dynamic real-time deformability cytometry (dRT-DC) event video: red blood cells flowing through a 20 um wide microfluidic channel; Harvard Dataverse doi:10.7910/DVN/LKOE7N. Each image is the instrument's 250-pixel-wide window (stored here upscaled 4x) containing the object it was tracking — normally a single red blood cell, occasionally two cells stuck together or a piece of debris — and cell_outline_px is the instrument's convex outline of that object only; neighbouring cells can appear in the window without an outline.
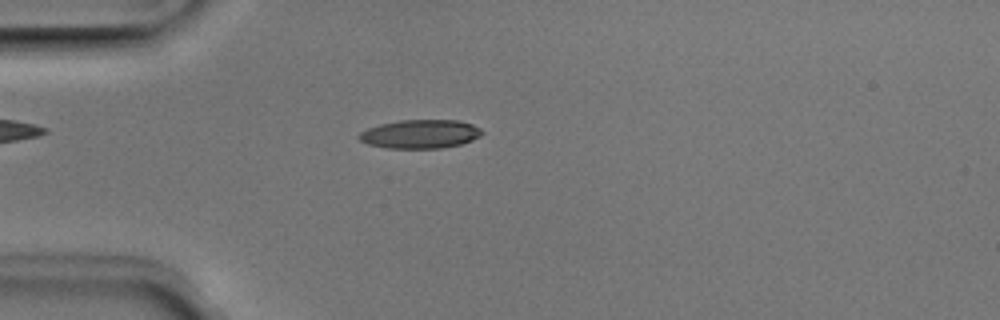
{"species": "Egyptian fruit bat (a non-hibernating species)", "species_latin": "Rousettus aegyptiacus", "temperature_condition": "room temperature", "stored_images_in_passage": 39, "camera_frame_rate_fps": 3000, "um_per_image_px": 0.085, "animal": {"sex": "male"}, "frame": {"image": 1, "passage_image": 2, "time_ms": 0.333, "image_size_px": [1000, 320], "cell_outline_px": [[484, 132], [480, 136], [472, 140], [460, 144], [440, 148], [388, 148], [368, 144], [360, 140], [356, 136], [360, 132], [368, 128], [380, 124], [400, 120], [460, 120], [472, 124], [480, 128]], "centroid_in_image_um": [35.72, 11.38], "position_along_channel_um": 49.3, "area_um2": 20.58}}
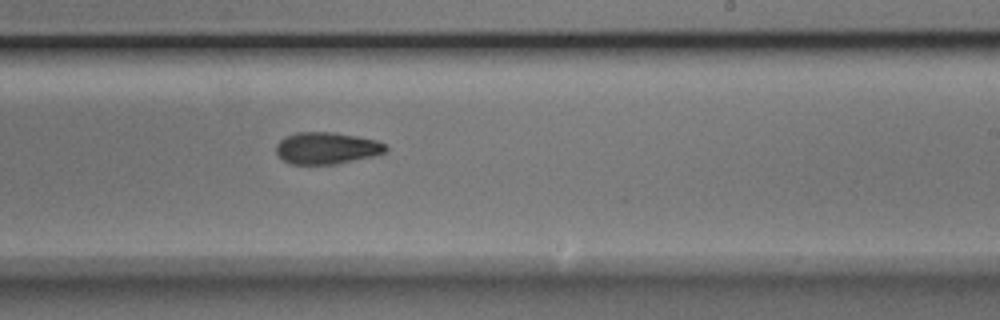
{"frame": {"image": 2, "passage_image": 19, "time_ms": 6.0, "image_size_px": [1000, 320], "cell_outline_px": [[388, 152], [376, 156], [336, 164], [292, 164], [284, 160], [276, 152], [276, 144], [284, 136], [296, 132], [332, 132], [356, 136], [376, 140], [384, 144], [388, 148]], "centroid_in_image_um": [27.79, 12.59], "position_along_channel_um": 261.2, "area_um2": 20.46}}
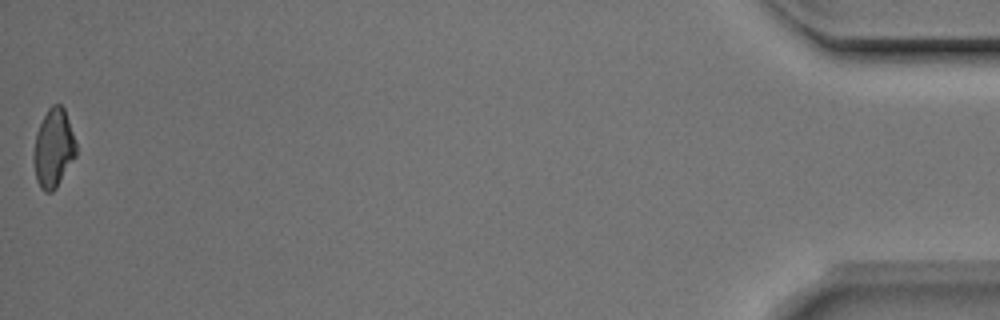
{"frame": {"image": 3, "passage_image": 39, "time_ms": 12.667, "image_size_px": [1000, 320], "cell_outline_px": [[76, 156], [56, 188], [52, 192], [44, 192], [40, 188], [36, 180], [32, 160], [32, 156], [36, 132], [48, 108], [52, 104], [60, 104], [64, 108], [76, 144]], "centroid_in_image_um": [4.52, 12.63], "position_along_channel_um": 430.7, "area_um2": 19.54}, "authors_computed_cell_mechanics": {"area_um2": 20.3456, "velocity_mm_per_s": 3.9777, "shape_relaxation_time_tau1_ms": 3.7317, "shape_relaxation_time_tau2_ms": 7.3052, "deformation_change_tau1": 0.1611, "deformation_change_tau2": 0.1532}}